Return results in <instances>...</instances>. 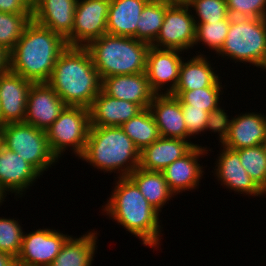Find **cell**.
<instances>
[{"mask_svg": "<svg viewBox=\"0 0 266 266\" xmlns=\"http://www.w3.org/2000/svg\"><path fill=\"white\" fill-rule=\"evenodd\" d=\"M16 258L11 254L0 251V266H15Z\"/></svg>", "mask_w": 266, "mask_h": 266, "instance_id": "41", "label": "cell"}, {"mask_svg": "<svg viewBox=\"0 0 266 266\" xmlns=\"http://www.w3.org/2000/svg\"><path fill=\"white\" fill-rule=\"evenodd\" d=\"M103 173L128 177L139 167L140 151L120 126H90L83 154L77 158Z\"/></svg>", "mask_w": 266, "mask_h": 266, "instance_id": "4", "label": "cell"}, {"mask_svg": "<svg viewBox=\"0 0 266 266\" xmlns=\"http://www.w3.org/2000/svg\"><path fill=\"white\" fill-rule=\"evenodd\" d=\"M18 218L0 217V251L17 258L23 240L24 229Z\"/></svg>", "mask_w": 266, "mask_h": 266, "instance_id": "35", "label": "cell"}, {"mask_svg": "<svg viewBox=\"0 0 266 266\" xmlns=\"http://www.w3.org/2000/svg\"><path fill=\"white\" fill-rule=\"evenodd\" d=\"M77 0H35L32 20L66 39L73 30Z\"/></svg>", "mask_w": 266, "mask_h": 266, "instance_id": "19", "label": "cell"}, {"mask_svg": "<svg viewBox=\"0 0 266 266\" xmlns=\"http://www.w3.org/2000/svg\"><path fill=\"white\" fill-rule=\"evenodd\" d=\"M142 110L138 104L113 98L101 90L89 107L90 126H121Z\"/></svg>", "mask_w": 266, "mask_h": 266, "instance_id": "23", "label": "cell"}, {"mask_svg": "<svg viewBox=\"0 0 266 266\" xmlns=\"http://www.w3.org/2000/svg\"><path fill=\"white\" fill-rule=\"evenodd\" d=\"M248 175L266 193V155L262 145L235 150Z\"/></svg>", "mask_w": 266, "mask_h": 266, "instance_id": "32", "label": "cell"}, {"mask_svg": "<svg viewBox=\"0 0 266 266\" xmlns=\"http://www.w3.org/2000/svg\"><path fill=\"white\" fill-rule=\"evenodd\" d=\"M110 0H77L72 33L65 39L68 46L86 47L107 34Z\"/></svg>", "mask_w": 266, "mask_h": 266, "instance_id": "10", "label": "cell"}, {"mask_svg": "<svg viewBox=\"0 0 266 266\" xmlns=\"http://www.w3.org/2000/svg\"><path fill=\"white\" fill-rule=\"evenodd\" d=\"M220 151L214 162L213 175L218 183L237 194L248 197H265L266 193L248 175L241 165L239 154L232 149L220 145Z\"/></svg>", "mask_w": 266, "mask_h": 266, "instance_id": "13", "label": "cell"}, {"mask_svg": "<svg viewBox=\"0 0 266 266\" xmlns=\"http://www.w3.org/2000/svg\"><path fill=\"white\" fill-rule=\"evenodd\" d=\"M196 22L184 1H174L167 9L161 30L151 46L159 49H194Z\"/></svg>", "mask_w": 266, "mask_h": 266, "instance_id": "9", "label": "cell"}, {"mask_svg": "<svg viewBox=\"0 0 266 266\" xmlns=\"http://www.w3.org/2000/svg\"><path fill=\"white\" fill-rule=\"evenodd\" d=\"M31 20L32 14L0 12V46L11 52Z\"/></svg>", "mask_w": 266, "mask_h": 266, "instance_id": "33", "label": "cell"}, {"mask_svg": "<svg viewBox=\"0 0 266 266\" xmlns=\"http://www.w3.org/2000/svg\"><path fill=\"white\" fill-rule=\"evenodd\" d=\"M66 104L47 82L32 83L28 91L24 122L47 130Z\"/></svg>", "mask_w": 266, "mask_h": 266, "instance_id": "15", "label": "cell"}, {"mask_svg": "<svg viewBox=\"0 0 266 266\" xmlns=\"http://www.w3.org/2000/svg\"><path fill=\"white\" fill-rule=\"evenodd\" d=\"M141 151L161 137L158 126L149 108L143 109L120 126Z\"/></svg>", "mask_w": 266, "mask_h": 266, "instance_id": "29", "label": "cell"}, {"mask_svg": "<svg viewBox=\"0 0 266 266\" xmlns=\"http://www.w3.org/2000/svg\"><path fill=\"white\" fill-rule=\"evenodd\" d=\"M173 2L174 0H150L140 14L137 32L133 38L151 45L159 35L166 9Z\"/></svg>", "mask_w": 266, "mask_h": 266, "instance_id": "28", "label": "cell"}, {"mask_svg": "<svg viewBox=\"0 0 266 266\" xmlns=\"http://www.w3.org/2000/svg\"><path fill=\"white\" fill-rule=\"evenodd\" d=\"M66 105L89 108L101 91V79L85 47L68 46L47 82Z\"/></svg>", "mask_w": 266, "mask_h": 266, "instance_id": "3", "label": "cell"}, {"mask_svg": "<svg viewBox=\"0 0 266 266\" xmlns=\"http://www.w3.org/2000/svg\"><path fill=\"white\" fill-rule=\"evenodd\" d=\"M183 51L150 46L146 58V76L156 94H171L179 80ZM182 54V56H181Z\"/></svg>", "mask_w": 266, "mask_h": 266, "instance_id": "12", "label": "cell"}, {"mask_svg": "<svg viewBox=\"0 0 266 266\" xmlns=\"http://www.w3.org/2000/svg\"><path fill=\"white\" fill-rule=\"evenodd\" d=\"M3 129L2 127H0V150L2 149L3 147Z\"/></svg>", "mask_w": 266, "mask_h": 266, "instance_id": "43", "label": "cell"}, {"mask_svg": "<svg viewBox=\"0 0 266 266\" xmlns=\"http://www.w3.org/2000/svg\"><path fill=\"white\" fill-rule=\"evenodd\" d=\"M261 145H262L263 150H264V153L266 155V136H265L264 140L262 141V144Z\"/></svg>", "mask_w": 266, "mask_h": 266, "instance_id": "44", "label": "cell"}, {"mask_svg": "<svg viewBox=\"0 0 266 266\" xmlns=\"http://www.w3.org/2000/svg\"><path fill=\"white\" fill-rule=\"evenodd\" d=\"M128 177L159 213L166 203L176 197L169 189L162 171H149L138 167Z\"/></svg>", "mask_w": 266, "mask_h": 266, "instance_id": "27", "label": "cell"}, {"mask_svg": "<svg viewBox=\"0 0 266 266\" xmlns=\"http://www.w3.org/2000/svg\"><path fill=\"white\" fill-rule=\"evenodd\" d=\"M35 0H0V12L32 14Z\"/></svg>", "mask_w": 266, "mask_h": 266, "instance_id": "39", "label": "cell"}, {"mask_svg": "<svg viewBox=\"0 0 266 266\" xmlns=\"http://www.w3.org/2000/svg\"><path fill=\"white\" fill-rule=\"evenodd\" d=\"M193 57L184 58L181 62L178 84L174 91H191L206 87H225L222 85L221 76L213 67L210 56L197 51ZM200 53V54H199Z\"/></svg>", "mask_w": 266, "mask_h": 266, "instance_id": "22", "label": "cell"}, {"mask_svg": "<svg viewBox=\"0 0 266 266\" xmlns=\"http://www.w3.org/2000/svg\"><path fill=\"white\" fill-rule=\"evenodd\" d=\"M6 197H8V196H6L2 191H1V189H0V207L2 206V204H4L3 203V201L5 202L6 200Z\"/></svg>", "mask_w": 266, "mask_h": 266, "instance_id": "42", "label": "cell"}, {"mask_svg": "<svg viewBox=\"0 0 266 266\" xmlns=\"http://www.w3.org/2000/svg\"><path fill=\"white\" fill-rule=\"evenodd\" d=\"M10 51L0 46V74L10 71Z\"/></svg>", "mask_w": 266, "mask_h": 266, "instance_id": "40", "label": "cell"}, {"mask_svg": "<svg viewBox=\"0 0 266 266\" xmlns=\"http://www.w3.org/2000/svg\"><path fill=\"white\" fill-rule=\"evenodd\" d=\"M32 82L11 71L0 74V106L3 126L24 122L28 91Z\"/></svg>", "mask_w": 266, "mask_h": 266, "instance_id": "17", "label": "cell"}, {"mask_svg": "<svg viewBox=\"0 0 266 266\" xmlns=\"http://www.w3.org/2000/svg\"><path fill=\"white\" fill-rule=\"evenodd\" d=\"M149 109L161 137L188 140L180 100L171 94H156Z\"/></svg>", "mask_w": 266, "mask_h": 266, "instance_id": "20", "label": "cell"}, {"mask_svg": "<svg viewBox=\"0 0 266 266\" xmlns=\"http://www.w3.org/2000/svg\"><path fill=\"white\" fill-rule=\"evenodd\" d=\"M0 127H3V117L1 112V106H0Z\"/></svg>", "mask_w": 266, "mask_h": 266, "instance_id": "45", "label": "cell"}, {"mask_svg": "<svg viewBox=\"0 0 266 266\" xmlns=\"http://www.w3.org/2000/svg\"><path fill=\"white\" fill-rule=\"evenodd\" d=\"M229 16L266 18V0H226Z\"/></svg>", "mask_w": 266, "mask_h": 266, "instance_id": "36", "label": "cell"}, {"mask_svg": "<svg viewBox=\"0 0 266 266\" xmlns=\"http://www.w3.org/2000/svg\"><path fill=\"white\" fill-rule=\"evenodd\" d=\"M224 88L206 87L191 91H173L171 95L177 97L181 105H190V108L204 109L210 112L221 105Z\"/></svg>", "mask_w": 266, "mask_h": 266, "instance_id": "30", "label": "cell"}, {"mask_svg": "<svg viewBox=\"0 0 266 266\" xmlns=\"http://www.w3.org/2000/svg\"><path fill=\"white\" fill-rule=\"evenodd\" d=\"M97 231L94 229L80 237L71 236L49 266H93L97 253Z\"/></svg>", "mask_w": 266, "mask_h": 266, "instance_id": "26", "label": "cell"}, {"mask_svg": "<svg viewBox=\"0 0 266 266\" xmlns=\"http://www.w3.org/2000/svg\"><path fill=\"white\" fill-rule=\"evenodd\" d=\"M184 2L190 7L196 25L218 22L229 17L226 0H185Z\"/></svg>", "mask_w": 266, "mask_h": 266, "instance_id": "34", "label": "cell"}, {"mask_svg": "<svg viewBox=\"0 0 266 266\" xmlns=\"http://www.w3.org/2000/svg\"><path fill=\"white\" fill-rule=\"evenodd\" d=\"M115 179V186L112 187L105 205H102V214L113 219L117 225L123 226L122 228L142 241V245L157 251L161 246L164 231L161 230L163 227L159 218L160 213L147 201L129 177Z\"/></svg>", "mask_w": 266, "mask_h": 266, "instance_id": "1", "label": "cell"}, {"mask_svg": "<svg viewBox=\"0 0 266 266\" xmlns=\"http://www.w3.org/2000/svg\"><path fill=\"white\" fill-rule=\"evenodd\" d=\"M42 175L17 153L2 147L0 150V189L7 196L15 194L17 198L25 196ZM33 185V186H32Z\"/></svg>", "mask_w": 266, "mask_h": 266, "instance_id": "16", "label": "cell"}, {"mask_svg": "<svg viewBox=\"0 0 266 266\" xmlns=\"http://www.w3.org/2000/svg\"><path fill=\"white\" fill-rule=\"evenodd\" d=\"M101 90L113 98L138 104L142 109L149 108L156 95L145 72L101 79Z\"/></svg>", "mask_w": 266, "mask_h": 266, "instance_id": "18", "label": "cell"}, {"mask_svg": "<svg viewBox=\"0 0 266 266\" xmlns=\"http://www.w3.org/2000/svg\"><path fill=\"white\" fill-rule=\"evenodd\" d=\"M150 0H110L107 17V34L134 37L137 22Z\"/></svg>", "mask_w": 266, "mask_h": 266, "instance_id": "25", "label": "cell"}, {"mask_svg": "<svg viewBox=\"0 0 266 266\" xmlns=\"http://www.w3.org/2000/svg\"><path fill=\"white\" fill-rule=\"evenodd\" d=\"M151 45L133 37L104 34L90 42L89 51L100 79L146 71L147 52Z\"/></svg>", "mask_w": 266, "mask_h": 266, "instance_id": "5", "label": "cell"}, {"mask_svg": "<svg viewBox=\"0 0 266 266\" xmlns=\"http://www.w3.org/2000/svg\"><path fill=\"white\" fill-rule=\"evenodd\" d=\"M67 47L61 35L31 20L10 52V71L32 83L48 82Z\"/></svg>", "mask_w": 266, "mask_h": 266, "instance_id": "2", "label": "cell"}, {"mask_svg": "<svg viewBox=\"0 0 266 266\" xmlns=\"http://www.w3.org/2000/svg\"><path fill=\"white\" fill-rule=\"evenodd\" d=\"M89 129V108L66 105L55 122L45 130L51 152L59 160L69 147L72 155L79 158L85 150Z\"/></svg>", "mask_w": 266, "mask_h": 266, "instance_id": "7", "label": "cell"}, {"mask_svg": "<svg viewBox=\"0 0 266 266\" xmlns=\"http://www.w3.org/2000/svg\"><path fill=\"white\" fill-rule=\"evenodd\" d=\"M194 146L188 140L160 137L140 151L139 168L162 171Z\"/></svg>", "mask_w": 266, "mask_h": 266, "instance_id": "24", "label": "cell"}, {"mask_svg": "<svg viewBox=\"0 0 266 266\" xmlns=\"http://www.w3.org/2000/svg\"><path fill=\"white\" fill-rule=\"evenodd\" d=\"M182 114L184 116V122L188 132V141L196 146L191 138L196 136H202L205 133V126L209 116V112L204 109L190 108V105H181ZM202 134V135H201Z\"/></svg>", "mask_w": 266, "mask_h": 266, "instance_id": "37", "label": "cell"}, {"mask_svg": "<svg viewBox=\"0 0 266 266\" xmlns=\"http://www.w3.org/2000/svg\"><path fill=\"white\" fill-rule=\"evenodd\" d=\"M225 111L221 105L210 111L205 126V132L210 131L209 133L218 134L217 138L219 139L217 140H219L220 145L226 140L232 121V115L230 117Z\"/></svg>", "mask_w": 266, "mask_h": 266, "instance_id": "38", "label": "cell"}, {"mask_svg": "<svg viewBox=\"0 0 266 266\" xmlns=\"http://www.w3.org/2000/svg\"><path fill=\"white\" fill-rule=\"evenodd\" d=\"M72 235L60 230L38 228L32 232L24 231L17 264L24 266H49Z\"/></svg>", "mask_w": 266, "mask_h": 266, "instance_id": "11", "label": "cell"}, {"mask_svg": "<svg viewBox=\"0 0 266 266\" xmlns=\"http://www.w3.org/2000/svg\"><path fill=\"white\" fill-rule=\"evenodd\" d=\"M230 21L231 16L222 21L205 22L196 25L194 48L195 46L204 45L207 49H211V52H215L214 55L217 54L224 45Z\"/></svg>", "mask_w": 266, "mask_h": 266, "instance_id": "31", "label": "cell"}, {"mask_svg": "<svg viewBox=\"0 0 266 266\" xmlns=\"http://www.w3.org/2000/svg\"><path fill=\"white\" fill-rule=\"evenodd\" d=\"M209 151L211 152L212 148L209 150L206 145L204 147L198 144L182 158L162 170L168 187L175 196L185 191L194 192L193 190L199 189L202 176L205 174L204 168L207 167L200 164V158L210 155Z\"/></svg>", "mask_w": 266, "mask_h": 266, "instance_id": "14", "label": "cell"}, {"mask_svg": "<svg viewBox=\"0 0 266 266\" xmlns=\"http://www.w3.org/2000/svg\"><path fill=\"white\" fill-rule=\"evenodd\" d=\"M235 63L266 66V18L231 17L227 37L216 54Z\"/></svg>", "mask_w": 266, "mask_h": 266, "instance_id": "6", "label": "cell"}, {"mask_svg": "<svg viewBox=\"0 0 266 266\" xmlns=\"http://www.w3.org/2000/svg\"><path fill=\"white\" fill-rule=\"evenodd\" d=\"M264 70H266V66H265V67H263L261 71H264ZM265 72H266V71H265Z\"/></svg>", "mask_w": 266, "mask_h": 266, "instance_id": "46", "label": "cell"}, {"mask_svg": "<svg viewBox=\"0 0 266 266\" xmlns=\"http://www.w3.org/2000/svg\"><path fill=\"white\" fill-rule=\"evenodd\" d=\"M3 146L30 163L42 176L59 163L51 152L45 130L25 122L7 123L3 127Z\"/></svg>", "mask_w": 266, "mask_h": 266, "instance_id": "8", "label": "cell"}, {"mask_svg": "<svg viewBox=\"0 0 266 266\" xmlns=\"http://www.w3.org/2000/svg\"><path fill=\"white\" fill-rule=\"evenodd\" d=\"M266 136V115L259 112L238 113L232 117L231 127L223 146L238 150L261 145Z\"/></svg>", "mask_w": 266, "mask_h": 266, "instance_id": "21", "label": "cell"}]
</instances>
